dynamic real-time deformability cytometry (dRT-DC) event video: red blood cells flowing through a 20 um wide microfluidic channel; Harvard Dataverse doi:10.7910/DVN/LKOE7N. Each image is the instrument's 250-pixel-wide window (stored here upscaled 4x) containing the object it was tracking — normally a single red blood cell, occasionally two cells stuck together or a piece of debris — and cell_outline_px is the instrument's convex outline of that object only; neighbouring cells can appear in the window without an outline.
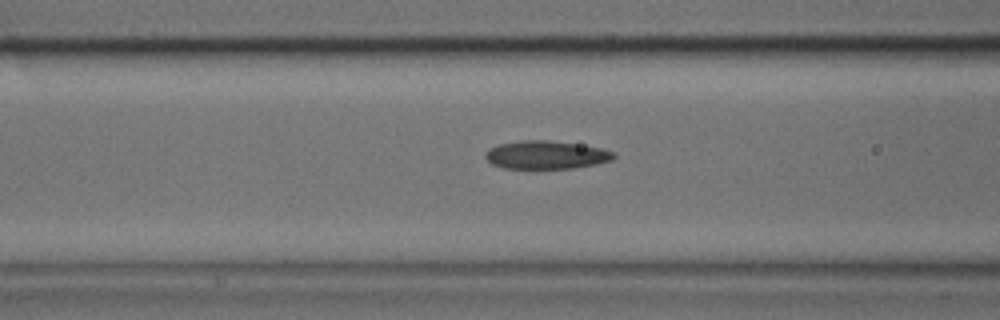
{"species": "common noctule bat (a hibernating species)", "species_latin": "Nyctalus noctula", "temperature_condition": "cold", "stored_images_in_passage": 46, "camera_frame_rate_fps": 3000, "um_per_image_px": 0.085, "animal": {"sex": "male", "body_mass_g": 17.9, "forearm_length_mm": 54.2}, "frame": {"image": 1, "passage_image": 18, "time_ms": 5.667, "image_size_px": [1000, 320], "cell_outline_px": [[616, 156], [612, 160], [596, 164], [576, 168], [504, 168], [492, 164], [484, 156], [488, 148], [500, 144], [524, 140], [548, 140], [576, 144], [600, 148], [616, 152]], "centroid_in_image_um": [46.43, 13.17], "position_along_channel_um": 120.2, "area_um2": 20.98}}
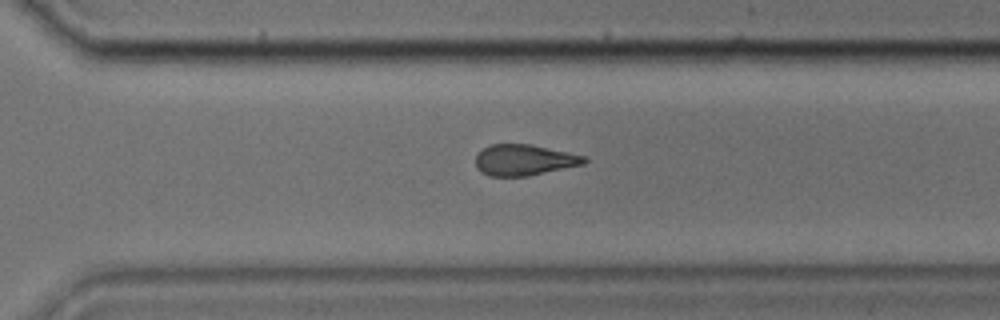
{"frame": {"image": 2, "passage_image": 33, "time_ms": 10.667, "image_size_px": [1000, 320], "cell_outline_px": [[588, 160], [584, 164], [528, 176], [488, 176], [476, 168], [476, 156], [484, 148], [492, 144], [532, 144], [588, 156]], "centroid_in_image_um": [44.59, 13.6], "position_along_channel_um": 326.0, "area_um2": 19.71}}
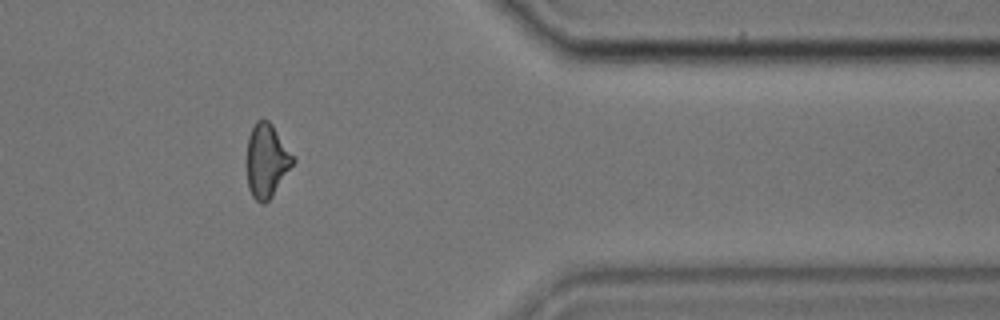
{"frame": {"image": 3, "passage_image": 39, "time_ms": 12.667, "image_size_px": [1000, 320], "cell_outline_px": [[296, 160], [272, 196], [264, 204], [260, 204], [252, 196], [248, 188], [248, 136], [256, 120], [268, 120], [272, 124], [296, 156]], "centroid_in_image_um": [22.7, 13.65], "position_along_channel_um": 388.7, "area_um2": 19.83}}